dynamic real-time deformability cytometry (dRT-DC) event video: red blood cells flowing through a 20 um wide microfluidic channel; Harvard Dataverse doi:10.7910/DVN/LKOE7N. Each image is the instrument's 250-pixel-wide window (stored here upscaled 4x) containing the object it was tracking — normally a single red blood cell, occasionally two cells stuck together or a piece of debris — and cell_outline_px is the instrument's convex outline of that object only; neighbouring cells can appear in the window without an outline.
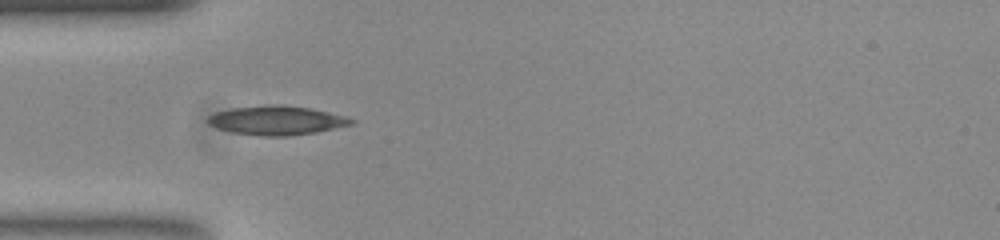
{"species": "common noctule bat (a hibernating species)", "species_latin": "Nyctalus noctula", "temperature_condition": "room temperature", "stored_images_in_passage": 37, "camera_frame_rate_fps": 3000, "um_per_image_px": 0.085, "animal": {"sex": "female", "body_mass_g": 23.0, "forearm_length_mm": 53.4}, "frame": {"image": 1, "passage_image": 1, "time_ms": 0.0, "image_size_px": [1000, 240], "cell_outline_px": [[356, 120], [352, 124], [316, 132], [288, 136], [264, 136], [232, 132], [216, 128], [208, 124], [208, 116], [216, 112], [232, 108], [268, 104], [280, 104], [308, 108], [328, 112], [344, 116]], "centroid_in_image_um": [23.49, 10.23], "position_along_channel_um": 61.5, "area_um2": 24.16}}
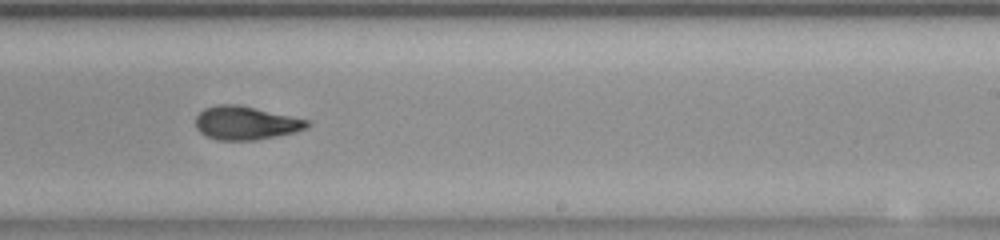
{"frame": {"image": 2, "passage_image": 17, "time_ms": 5.333, "image_size_px": [1000, 240], "cell_outline_px": [[312, 124], [304, 128], [292, 132], [252, 140], [220, 140], [208, 136], [200, 132], [196, 128], [196, 116], [204, 108], [216, 104], [240, 104], [308, 120]], "centroid_in_image_um": [20.84, 10.43], "position_along_channel_um": 268.2, "area_um2": 21.44}}
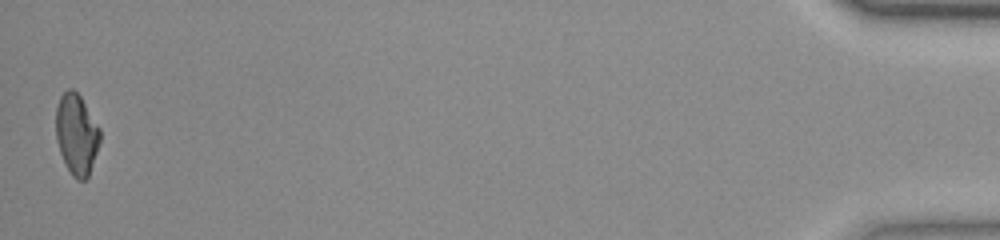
{"frame": {"image": 3, "passage_image": 37, "time_ms": 12.0, "image_size_px": [1000, 240], "cell_outline_px": [[100, 140], [88, 176], [84, 180], [76, 180], [72, 176], [60, 152], [56, 140], [56, 108], [60, 96], [68, 88], [72, 88], [80, 96], [100, 128]], "centroid_in_image_um": [6.49, 11.39], "position_along_channel_um": 428.7, "area_um2": 20.52}, "authors_computed_cell_mechanics": {"area_um2": 21.5016, "velocity_mm_per_s": 3.8999, "shape_relaxation_time_tau1_ms": 11.0043, "shape_relaxation_time_tau2_ms": 2.599, "deformation_change_tau1": 0.3227, "deformation_change_tau2": 0.0676}}